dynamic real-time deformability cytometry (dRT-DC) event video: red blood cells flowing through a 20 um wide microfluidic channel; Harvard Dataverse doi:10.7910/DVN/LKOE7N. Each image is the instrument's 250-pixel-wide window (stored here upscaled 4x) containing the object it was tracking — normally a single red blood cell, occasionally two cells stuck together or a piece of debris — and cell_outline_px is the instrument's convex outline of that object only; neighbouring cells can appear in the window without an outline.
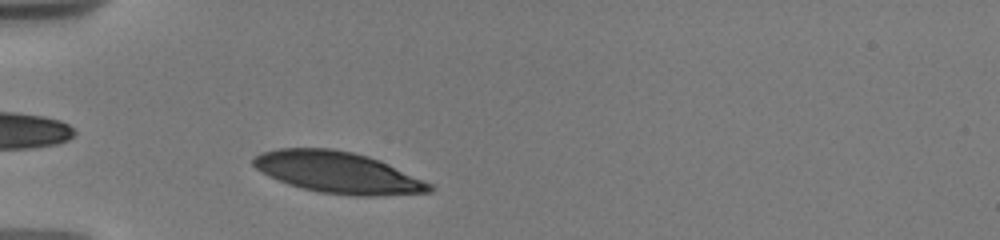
{"species": "human", "species_latin": "Homo sapiens", "temperature_condition": "warm", "stored_images_in_passage": 1, "camera_frame_rate_fps": 3000, "um_per_image_px": 0.085, "donor": {"sex": "male"}, "frame": {"image": 1, "passage_image": 1, "time_ms": 0.0, "image_size_px": [1000, 240], "cell_outline_px": [[436, 188], [432, 192], [376, 196], [352, 196], [320, 192], [288, 184], [256, 168], [252, 164], [252, 156], [260, 152], [280, 148], [332, 148], [352, 152], [368, 156], [380, 160], [432, 184]], "centroid_in_image_um": [28.74, 14.65], "position_along_channel_um": 56.3, "area_um2": 42.43}}